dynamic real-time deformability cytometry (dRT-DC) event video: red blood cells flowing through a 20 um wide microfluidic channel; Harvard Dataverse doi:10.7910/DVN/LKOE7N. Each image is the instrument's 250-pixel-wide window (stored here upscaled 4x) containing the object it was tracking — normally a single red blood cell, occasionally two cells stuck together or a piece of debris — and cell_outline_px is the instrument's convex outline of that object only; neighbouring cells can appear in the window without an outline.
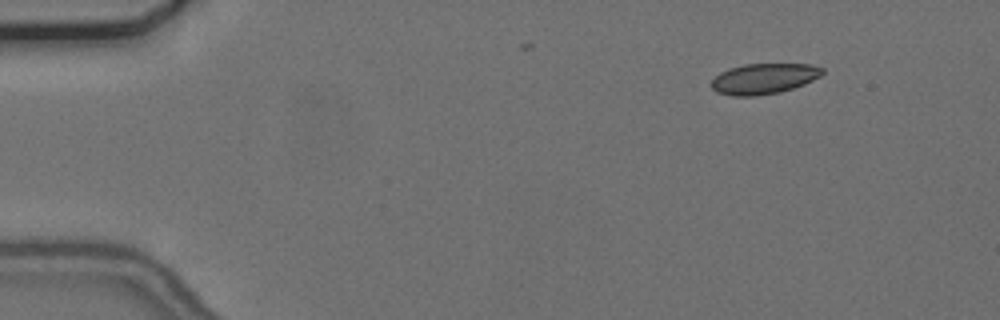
{"species": "common noctule bat (a hibernating species)", "species_latin": "Nyctalus noctula", "temperature_condition": "cold", "stored_images_in_passage": 12, "camera_frame_rate_fps": 3000, "um_per_image_px": 0.085, "animal": {"sex": "female", "body_mass_g": 24.6, "forearm_length_mm": 56.2}, "frame": {"image": 1, "passage_image": 7, "time_ms": 2.0, "image_size_px": [1000, 320], "cell_outline_px": [[824, 72], [820, 76], [804, 84], [780, 92], [756, 96], [732, 96], [716, 92], [712, 88], [712, 80], [720, 72], [728, 68], [744, 64], [812, 64], [824, 68]], "centroid_in_image_um": [64.92, 6.68], "position_along_channel_um": 20.1, "area_um2": 19.83}}